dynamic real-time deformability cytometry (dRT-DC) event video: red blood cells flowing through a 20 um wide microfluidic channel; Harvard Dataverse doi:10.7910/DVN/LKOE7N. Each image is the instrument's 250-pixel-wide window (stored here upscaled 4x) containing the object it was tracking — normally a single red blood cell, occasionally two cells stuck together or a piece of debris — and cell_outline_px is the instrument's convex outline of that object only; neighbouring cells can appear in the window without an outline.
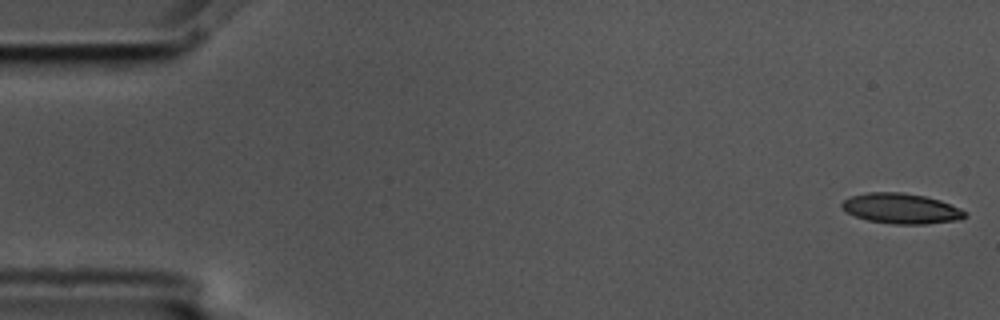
{"species": "common noctule bat (a hibernating species)", "species_latin": "Nyctalus noctula", "temperature_condition": "cold", "stored_images_in_passage": 5, "camera_frame_rate_fps": 3000, "um_per_image_px": 0.085, "animal": {"sex": "male", "body_mass_g": 17.5, "forearm_length_mm": 52.3}, "frame": {"image": 1, "passage_image": 1, "time_ms": 0.0, "image_size_px": [1000, 320], "cell_outline_px": [[968, 216], [960, 220], [924, 224], [892, 224], [868, 220], [856, 216], [840, 208], [840, 204], [844, 200], [852, 196], [868, 192], [900, 192], [924, 196], [940, 200], [960, 208], [968, 212]], "centroid_in_image_um": [76.63, 17.73], "position_along_channel_um": 8.4, "area_um2": 21.79}}
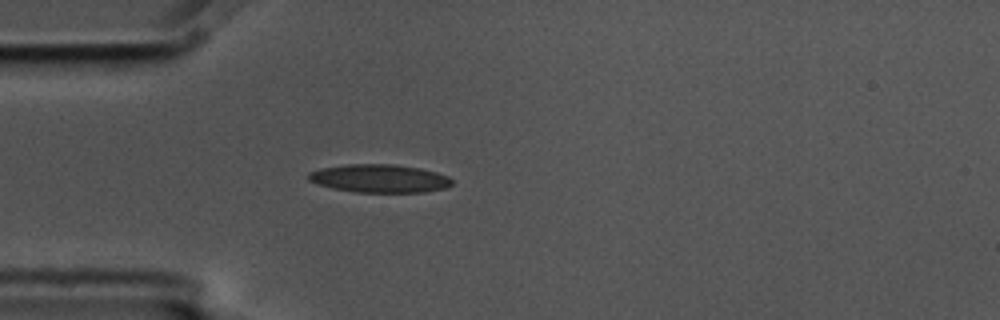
{"frame": {"image": 2, "passage_image": 5, "time_ms": 1.333, "image_size_px": [1000, 320], "cell_outline_px": [[452, 184], [444, 188], [424, 192], [356, 192], [332, 188], [308, 180], [308, 172], [320, 168], [348, 164], [392, 164], [420, 168], [436, 172], [448, 176], [452, 180]], "centroid_in_image_um": [32.25, 15.16], "position_along_channel_um": 52.8, "area_um2": 23.47}}